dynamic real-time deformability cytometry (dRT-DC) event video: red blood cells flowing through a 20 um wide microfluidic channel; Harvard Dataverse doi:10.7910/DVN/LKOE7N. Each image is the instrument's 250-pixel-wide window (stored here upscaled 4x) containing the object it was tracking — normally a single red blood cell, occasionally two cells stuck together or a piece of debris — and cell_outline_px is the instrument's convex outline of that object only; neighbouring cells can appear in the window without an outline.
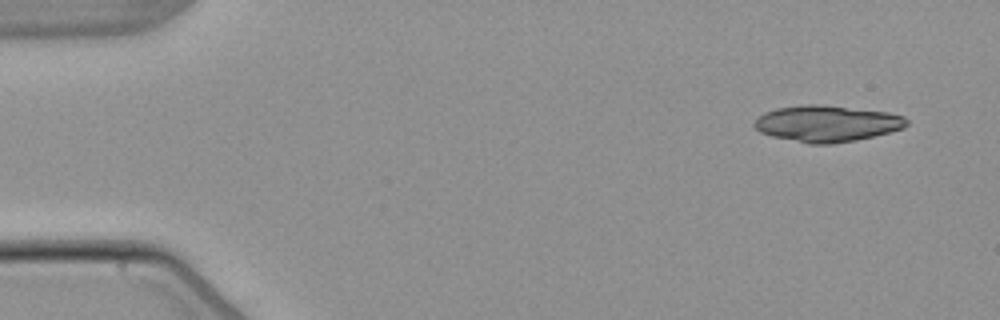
{"species": "common noctule bat (a hibernating species)", "species_latin": "Nyctalus noctula", "temperature_condition": "warm", "stored_images_in_passage": 2, "camera_frame_rate_fps": 3000, "um_per_image_px": 0.085, "animal": {"sex": "male", "body_mass_g": 21.5, "forearm_length_mm": 52.0}, "frame": {"image": 1, "passage_image": 1, "time_ms": 0.0, "image_size_px": [1000, 320], "cell_outline_px": [[908, 124], [904, 128], [856, 140], [832, 144], [808, 144], [772, 136], [760, 132], [752, 124], [764, 112], [776, 108], [804, 104], [820, 104], [888, 112], [904, 116], [908, 120]], "centroid_in_image_um": [70.28, 10.5], "position_along_channel_um": 14.7, "area_um2": 32.25}}